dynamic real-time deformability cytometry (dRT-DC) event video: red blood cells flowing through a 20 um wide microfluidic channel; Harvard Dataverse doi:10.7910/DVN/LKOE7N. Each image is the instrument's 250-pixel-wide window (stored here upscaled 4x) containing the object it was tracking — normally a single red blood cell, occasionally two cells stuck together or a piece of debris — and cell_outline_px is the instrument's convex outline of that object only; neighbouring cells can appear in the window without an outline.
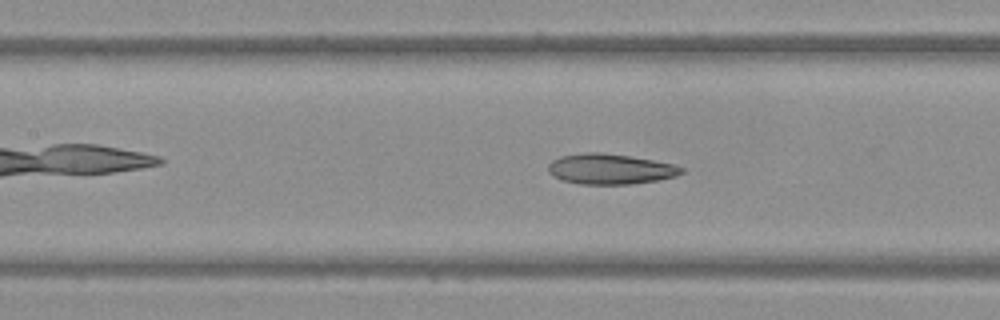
{"species": "Egyptian fruit bat (a non-hibernating species)", "species_latin": "Rousettus aegyptiacus", "temperature_condition": "warm", "stored_images_in_passage": 26, "camera_frame_rate_fps": 3000, "um_per_image_px": 0.085, "frame": {"image": 1, "passage_image": 22, "time_ms": 7.0, "image_size_px": [1000, 320], "cell_outline_px": [[684, 172], [676, 176], [660, 180], [632, 184], [580, 184], [564, 180], [552, 176], [548, 172], [548, 164], [552, 160], [560, 156], [588, 152], [600, 152], [628, 156], [652, 160], [672, 164], [684, 168]], "centroid_in_image_um": [51.86, 14.37], "position_along_channel_um": 155.5, "area_um2": 23.58}}
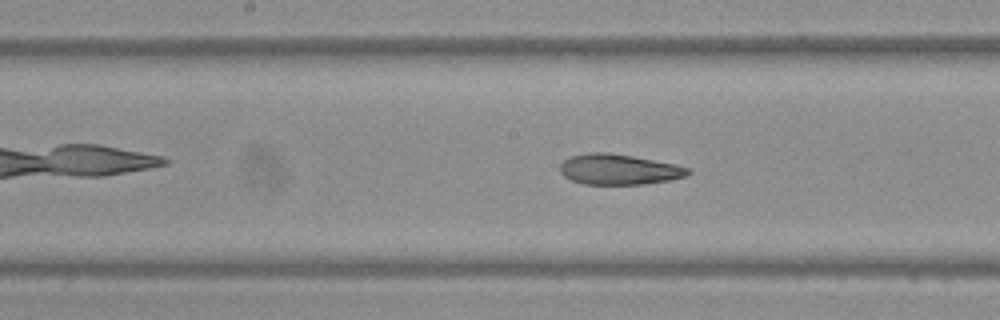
{"frame": {"image": 2, "passage_image": 25, "time_ms": 8.0, "image_size_px": [1000, 320], "cell_outline_px": [[692, 172], [684, 176], [668, 180], [644, 184], [584, 184], [572, 180], [564, 176], [560, 172], [560, 164], [564, 160], [572, 156], [592, 152], [608, 152], [632, 156], [676, 164], [688, 168]], "centroid_in_image_um": [52.59, 14.4], "position_along_channel_um": 195.6, "area_um2": 22.54}}